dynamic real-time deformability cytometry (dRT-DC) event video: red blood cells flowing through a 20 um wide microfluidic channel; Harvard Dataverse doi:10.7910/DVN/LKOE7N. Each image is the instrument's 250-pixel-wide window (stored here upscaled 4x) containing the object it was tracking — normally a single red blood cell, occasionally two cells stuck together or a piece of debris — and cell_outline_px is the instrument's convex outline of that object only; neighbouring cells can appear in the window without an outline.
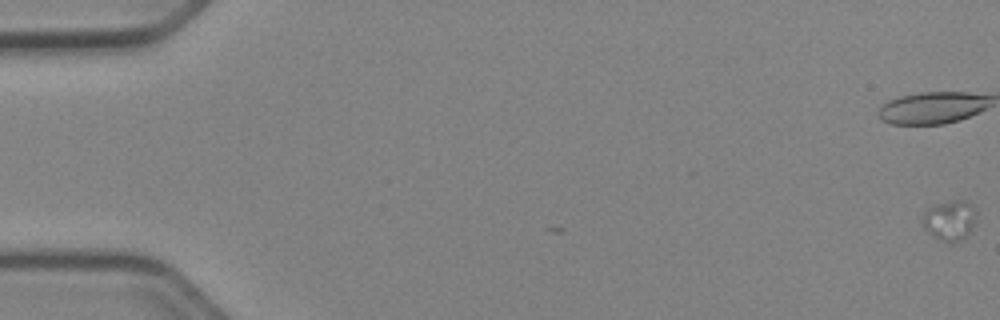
{"species": "Egyptian fruit bat (a non-hibernating species)", "species_latin": "Rousettus aegyptiacus", "temperature_condition": "cold", "stored_images_in_passage": 4, "camera_frame_rate_fps": 3000, "um_per_image_px": 0.085, "animal": {"sex": "female"}, "frame": {"image": 1, "passage_image": 1, "time_ms": 0.0, "image_size_px": [1000, 320], "cell_outline_px": [[976, 220], [972, 232], [968, 236], [952, 244], [948, 244], [932, 236], [924, 228], [924, 212], [932, 204], [952, 200], [968, 200], [976, 212]], "centroid_in_image_um": [80.77, 18.74], "position_along_channel_um": 4.2, "area_um2": 13.01}}